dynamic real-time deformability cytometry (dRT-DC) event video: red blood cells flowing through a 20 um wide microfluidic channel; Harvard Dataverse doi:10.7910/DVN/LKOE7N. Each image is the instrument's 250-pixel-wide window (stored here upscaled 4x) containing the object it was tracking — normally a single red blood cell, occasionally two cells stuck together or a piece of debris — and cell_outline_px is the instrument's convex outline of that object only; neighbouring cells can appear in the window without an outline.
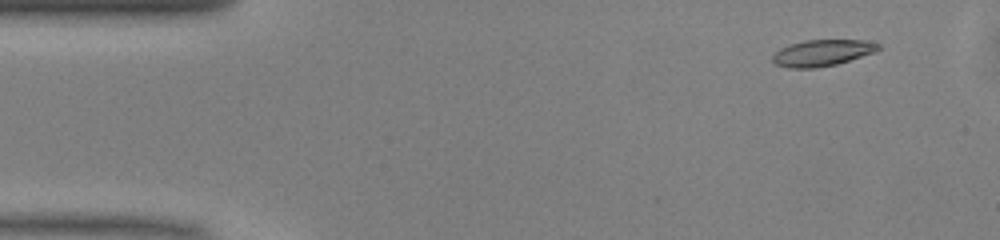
{"species": "common noctule bat (a hibernating species)", "species_latin": "Nyctalus noctula", "temperature_condition": "warm", "stored_images_in_passage": 49, "camera_frame_rate_fps": 3000, "um_per_image_px": 0.085, "animal": {"sex": "male", "body_mass_g": 13.0, "forearm_length_mm": 53.1}, "frame": {"image": 1, "passage_image": 4, "time_ms": 1.0, "image_size_px": [1000, 240], "cell_outline_px": [[880, 48], [876, 52], [836, 64], [816, 68], [788, 68], [776, 64], [772, 60], [772, 56], [780, 48], [804, 40], [864, 40], [880, 44]], "centroid_in_image_um": [69.9, 4.49], "position_along_channel_um": 15.1, "area_um2": 16.18}}
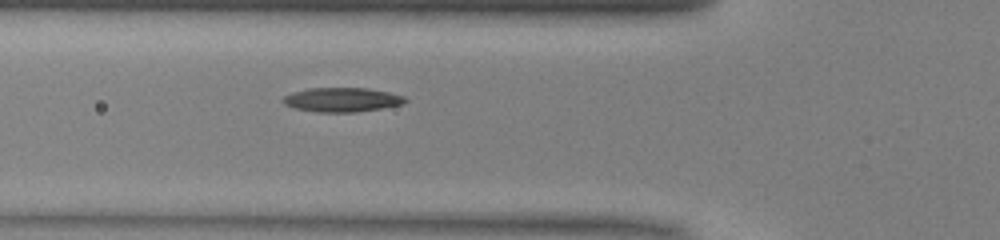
{"frame": {"image": 2, "passage_image": 17, "time_ms": 5.333, "image_size_px": [1000, 240], "cell_outline_px": [[408, 100], [404, 104], [356, 112], [316, 112], [296, 108], [284, 104], [280, 100], [284, 96], [292, 92], [308, 88], [368, 88], [388, 92], [404, 96]], "centroid_in_image_um": [29.05, 8.47], "position_along_channel_um": 96.7, "area_um2": 17.28}}
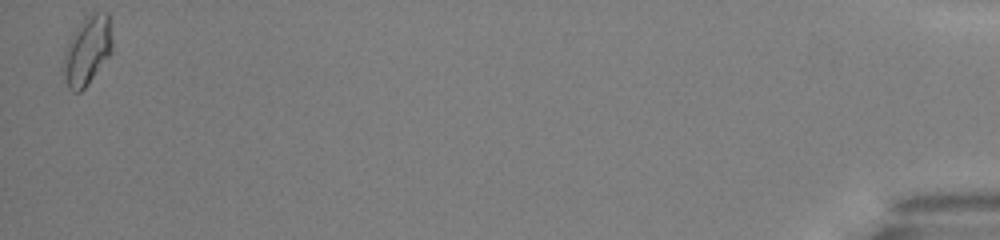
{"frame": {"image": 3, "passage_image": 49, "time_ms": 16.0, "image_size_px": [1000, 240], "cell_outline_px": [[112, 52], [88, 84], [80, 92], [72, 92], [68, 88], [60, 68], [64, 52], [68, 40], [76, 28], [88, 16], [96, 12], [108, 12], [112, 36]], "centroid_in_image_um": [7.38, 4.34], "position_along_channel_um": 427.8, "area_um2": 19.83}, "authors_computed_cell_mechanics": {"area_um2": 16.7042, "velocity_mm_per_s": 4.0712, "shape_relaxation_time_tau1_ms": 6.0339, "shape_relaxation_time_tau2_ms": 4.4395, "deformation_change_tau1": 0.1678, "deformation_change_tau2": 0.1016}}